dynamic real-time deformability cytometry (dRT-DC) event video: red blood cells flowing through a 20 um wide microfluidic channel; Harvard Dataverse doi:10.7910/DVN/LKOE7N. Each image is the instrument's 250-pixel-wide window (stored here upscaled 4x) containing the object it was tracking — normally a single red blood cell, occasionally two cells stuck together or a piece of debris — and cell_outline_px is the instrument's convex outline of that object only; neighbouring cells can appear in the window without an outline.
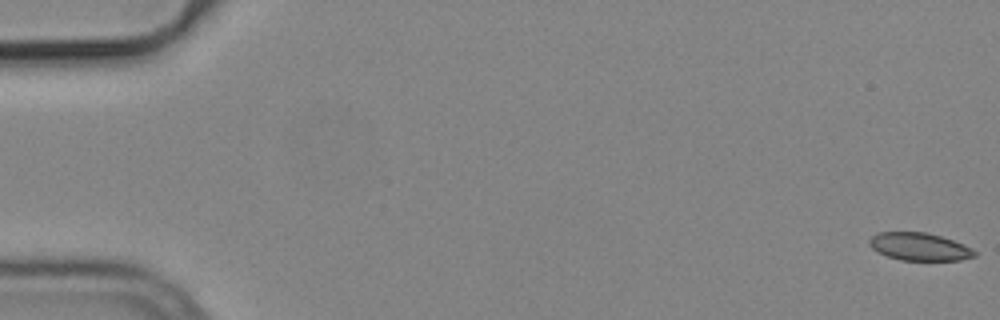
{"species": "common noctule bat (a hibernating species)", "species_latin": "Nyctalus noctula", "temperature_condition": "cold", "stored_images_in_passage": 10, "camera_frame_rate_fps": 3000, "um_per_image_px": 0.085, "animal": {"sex": "male", "body_mass_g": 19.2, "forearm_length_mm": 51.8}, "frame": {"image": 1, "passage_image": 1, "time_ms": 0.0, "image_size_px": [1000, 320], "cell_outline_px": [[976, 256], [960, 260], [900, 260], [876, 252], [868, 244], [868, 240], [876, 232], [924, 232], [940, 236], [964, 244], [972, 248], [976, 252]], "centroid_in_image_um": [78.12, 20.96], "position_along_channel_um": 6.9, "area_um2": 17.05}}
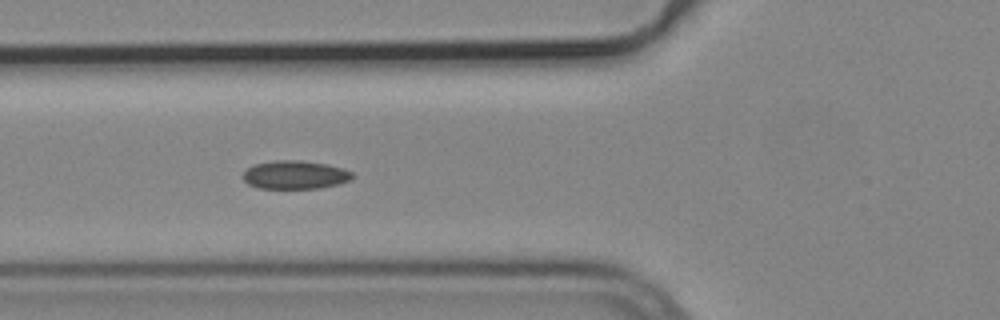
{"frame": {"image": 2, "passage_image": 6, "time_ms": 1.667, "image_size_px": [1000, 320], "cell_outline_px": [[352, 176], [348, 180], [340, 184], [320, 188], [256, 188], [248, 184], [244, 180], [244, 172], [252, 164], [276, 160], [300, 160], [328, 164], [352, 172]], "centroid_in_image_um": [25.05, 14.86], "position_along_channel_um": 100.8, "area_um2": 18.03}}
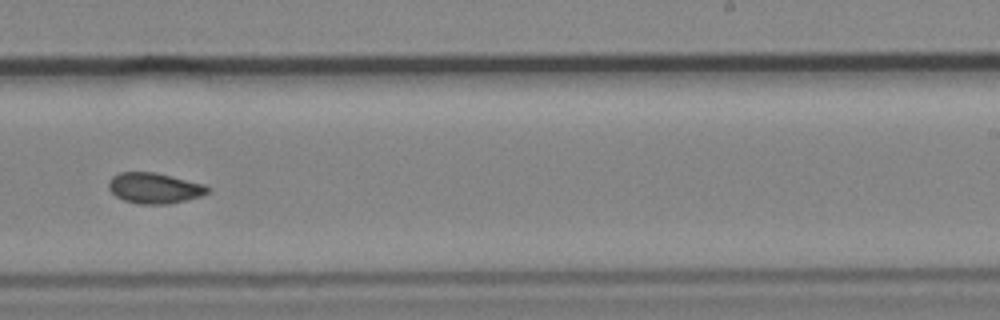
{"frame": {"image": 3, "passage_image": 10, "time_ms": 3.0, "image_size_px": [1000, 320], "cell_outline_px": [[212, 188], [208, 192], [200, 196], [168, 204], [140, 204], [124, 200], [116, 196], [108, 188], [108, 180], [112, 176], [120, 172], [156, 172], [204, 184]], "centroid_in_image_um": [13.11, 15.98], "position_along_channel_um": 275.9, "area_um2": 17.69}}